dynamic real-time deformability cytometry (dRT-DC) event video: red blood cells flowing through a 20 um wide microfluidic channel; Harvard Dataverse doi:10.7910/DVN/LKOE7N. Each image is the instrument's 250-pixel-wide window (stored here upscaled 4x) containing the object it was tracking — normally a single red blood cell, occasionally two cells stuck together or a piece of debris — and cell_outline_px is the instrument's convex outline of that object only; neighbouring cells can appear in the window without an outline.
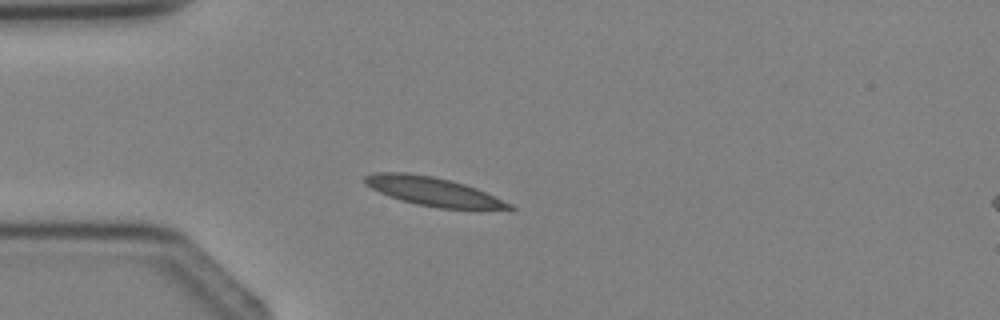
{"species": "Egyptian fruit bat (a non-hibernating species)", "species_latin": "Rousettus aegyptiacus", "temperature_condition": "cold", "stored_images_in_passage": 3, "camera_frame_rate_fps": 3000, "um_per_image_px": 0.085, "animal": {"sex": "female"}, "frame": {"image": 1, "passage_image": 3, "time_ms": 2.333, "image_size_px": [1000, 320], "cell_outline_px": [[516, 208], [440, 208], [416, 204], [388, 196], [364, 184], [364, 176], [372, 172], [408, 172], [432, 176], [464, 184], [476, 188], [512, 204]], "centroid_in_image_um": [36.72, 16.25], "position_along_channel_um": 48.3, "area_um2": 23.7}}